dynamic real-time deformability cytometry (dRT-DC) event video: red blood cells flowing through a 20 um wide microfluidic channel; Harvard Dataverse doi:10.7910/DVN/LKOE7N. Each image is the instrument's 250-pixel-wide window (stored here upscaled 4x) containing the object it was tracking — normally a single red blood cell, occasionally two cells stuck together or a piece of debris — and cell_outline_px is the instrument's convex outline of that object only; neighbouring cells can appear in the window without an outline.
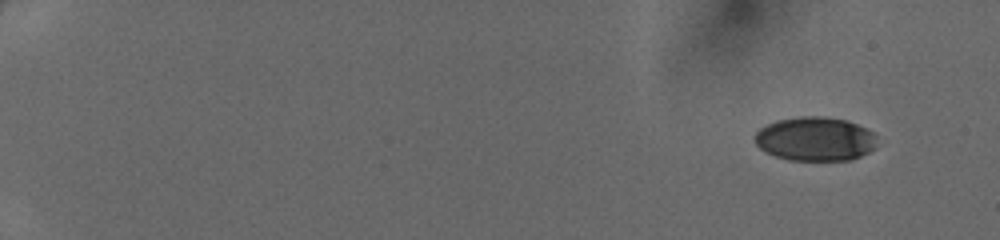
{"species": "human", "species_latin": "Homo sapiens", "temperature_condition": "cold", "stored_images_in_passage": 46, "camera_frame_rate_fps": 3000, "um_per_image_px": 0.085, "donor": {"sex": "female"}, "frame": {"image": 1, "passage_image": 1, "time_ms": 0.0, "image_size_px": [1000, 240], "cell_outline_px": [[876, 148], [852, 160], [788, 160], [764, 152], [756, 144], [756, 132], [760, 128], [776, 120], [796, 116], [824, 116], [844, 120], [856, 124], [872, 132]], "centroid_in_image_um": [69.26, 11.81], "position_along_channel_um": 15.7, "area_um2": 31.21}}
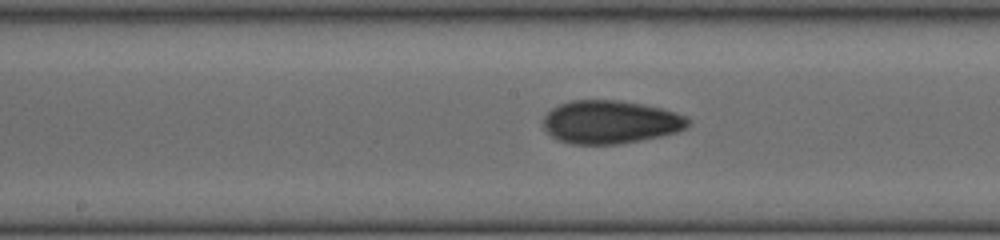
{"frame": {"image": 2, "passage_image": 26, "time_ms": 8.333, "image_size_px": [1000, 240], "cell_outline_px": [[688, 124], [684, 128], [676, 132], [660, 136], [640, 140], [616, 144], [572, 144], [556, 140], [544, 128], [544, 116], [552, 108], [560, 104], [572, 100], [620, 100], [644, 104], [676, 112], [684, 116], [688, 120]], "centroid_in_image_um": [51.85, 10.37], "position_along_channel_um": 196.4, "area_um2": 36.24}}
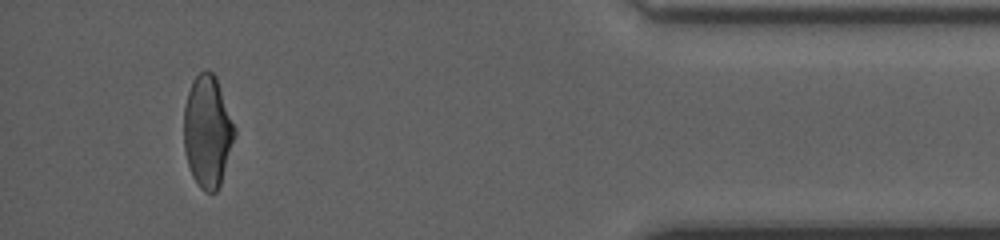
{"frame": {"image": 3, "passage_image": 44, "time_ms": 14.333, "image_size_px": [1000, 240], "cell_outline_px": [[236, 136], [220, 184], [216, 192], [204, 192], [200, 188], [192, 176], [188, 164], [184, 148], [184, 108], [188, 92], [196, 76], [200, 72], [212, 72], [216, 76], [236, 128]], "centroid_in_image_um": [17.65, 11.2], "position_along_channel_um": 417.5, "area_um2": 33.0}}